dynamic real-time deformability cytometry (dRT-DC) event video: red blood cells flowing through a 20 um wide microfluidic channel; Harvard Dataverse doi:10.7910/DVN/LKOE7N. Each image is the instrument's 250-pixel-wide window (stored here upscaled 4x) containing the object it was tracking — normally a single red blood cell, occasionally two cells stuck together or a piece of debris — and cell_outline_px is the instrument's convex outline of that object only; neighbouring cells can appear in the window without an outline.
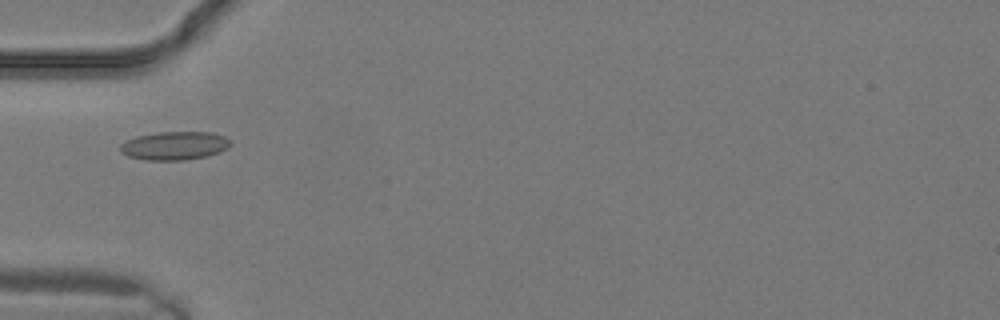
{"species": "common noctule bat (a hibernating species)", "species_latin": "Nyctalus noctula", "temperature_condition": "warm", "stored_images_in_passage": 2, "camera_frame_rate_fps": 3000, "um_per_image_px": 0.085, "animal": {"sex": "male", "body_mass_g": 19.2, "forearm_length_mm": 51.8}, "frame": {"image": 1, "passage_image": 2, "time_ms": 0.333, "image_size_px": [1000, 320], "cell_outline_px": [[232, 144], [228, 148], [220, 152], [208, 156], [184, 160], [144, 160], [128, 156], [120, 152], [120, 144], [136, 136], [160, 132], [212, 132], [224, 136], [232, 140]], "centroid_in_image_um": [14.87, 12.38], "position_along_channel_um": 70.1, "area_um2": 18.44}}